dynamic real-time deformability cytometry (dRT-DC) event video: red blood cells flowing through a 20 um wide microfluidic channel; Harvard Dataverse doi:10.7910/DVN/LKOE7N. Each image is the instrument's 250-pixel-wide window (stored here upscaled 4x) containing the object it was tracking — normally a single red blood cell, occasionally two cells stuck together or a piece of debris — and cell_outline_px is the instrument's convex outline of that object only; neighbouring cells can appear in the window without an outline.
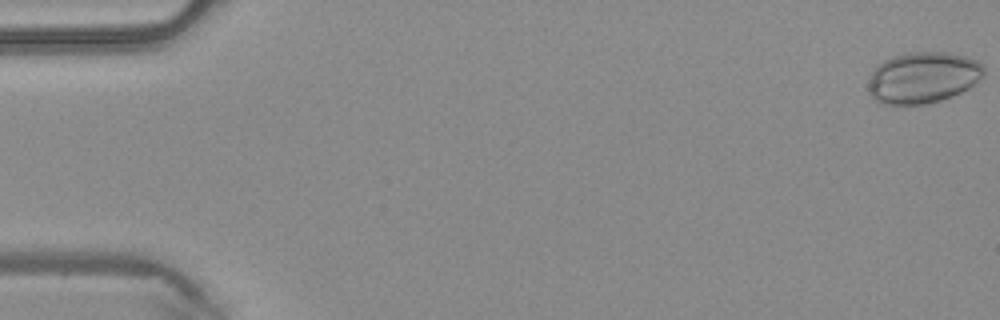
{"species": "common noctule bat (a hibernating species)", "species_latin": "Nyctalus noctula", "temperature_condition": "warm", "stored_images_in_passage": 45, "camera_frame_rate_fps": 3000, "um_per_image_px": 0.085, "animal": {"sex": "male", "body_mass_g": 20.4}, "frame": {"image": 1, "passage_image": 1, "time_ms": 0.0, "image_size_px": [1000, 320], "cell_outline_px": [[984, 76], [968, 88], [952, 96], [940, 100], [924, 104], [880, 104], [868, 92], [868, 84], [872, 72], [884, 60], [892, 56], [908, 52], [944, 52], [964, 56], [976, 60], [984, 68]], "centroid_in_image_um": [78.44, 6.59], "position_along_channel_um": 6.6, "area_um2": 34.33}}
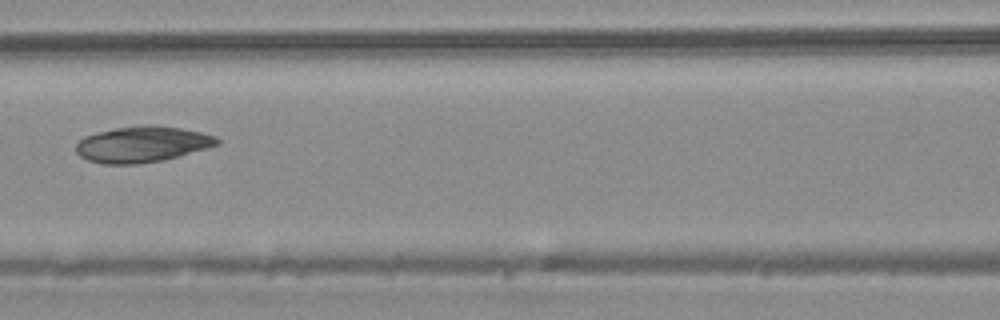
{"frame": {"image": 2, "passage_image": 22, "time_ms": 7.0, "image_size_px": [1000, 320], "cell_outline_px": [[220, 144], [164, 160], [136, 164], [104, 164], [88, 160], [80, 156], [76, 152], [76, 144], [84, 136], [96, 132], [116, 128], [140, 124], [144, 124], [180, 128], [200, 132], [216, 136], [220, 140]], "centroid_in_image_um": [12.07, 12.26], "position_along_channel_um": 154.5, "area_um2": 29.54}}
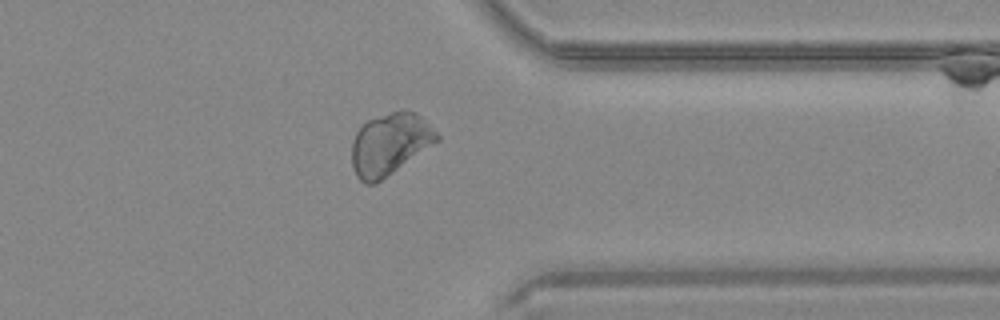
{"frame": {"image": 3, "passage_image": 38, "time_ms": 12.333, "image_size_px": [1000, 320], "cell_outline_px": [[440, 140], [376, 184], [364, 184], [356, 176], [352, 168], [352, 140], [356, 132], [368, 120], [404, 108], [416, 112], [440, 136]], "centroid_in_image_um": [33.12, 12.26], "position_along_channel_um": 378.3, "area_um2": 30.69}}